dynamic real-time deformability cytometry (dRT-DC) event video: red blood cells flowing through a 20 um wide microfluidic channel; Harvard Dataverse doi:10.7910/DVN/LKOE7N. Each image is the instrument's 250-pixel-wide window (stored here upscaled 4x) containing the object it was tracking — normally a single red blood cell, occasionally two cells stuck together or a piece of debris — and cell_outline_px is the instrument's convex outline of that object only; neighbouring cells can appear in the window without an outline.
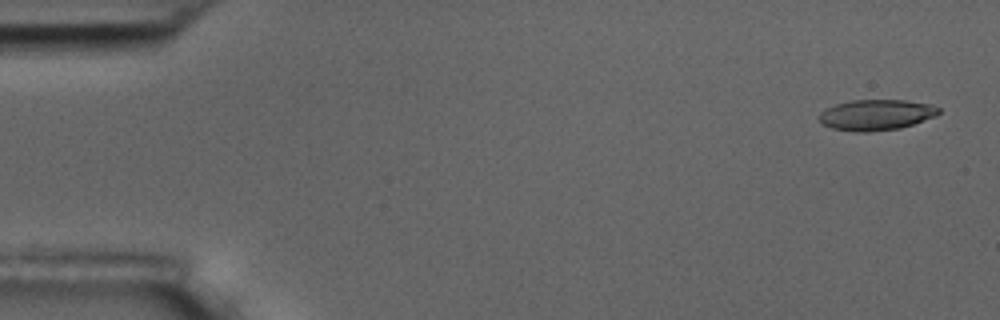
{"species": "common noctule bat (a hibernating species)", "species_latin": "Nyctalus noctula", "temperature_condition": "room temperature", "stored_images_in_passage": 5, "camera_frame_rate_fps": 3000, "um_per_image_px": 0.085, "animal": {"sex": "male", "body_mass_g": 17.5, "forearm_length_mm": 52.3}, "frame": {"image": 1, "passage_image": 1, "time_ms": 0.0, "image_size_px": [1000, 320], "cell_outline_px": [[940, 112], [936, 116], [900, 128], [868, 132], [856, 132], [832, 128], [820, 124], [820, 112], [824, 108], [836, 104], [852, 100], [904, 100], [932, 104], [940, 108]], "centroid_in_image_um": [74.46, 9.76], "position_along_channel_um": 10.5, "area_um2": 21.5}}
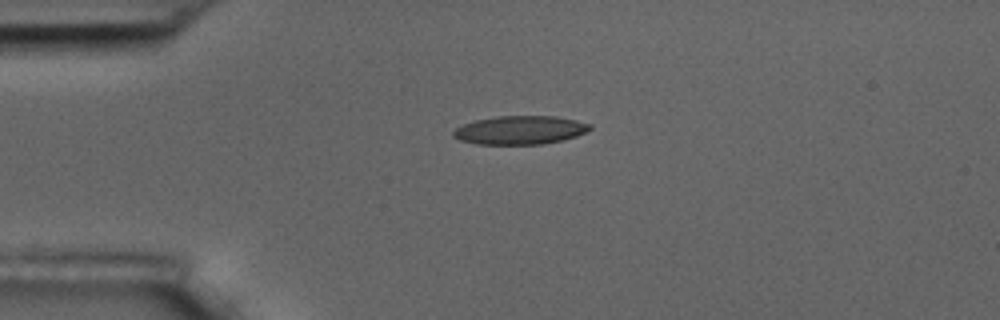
{"frame": {"image": 2, "passage_image": 4, "time_ms": 3.667, "image_size_px": [1000, 320], "cell_outline_px": [[592, 128], [576, 136], [564, 140], [540, 144], [476, 144], [460, 140], [452, 136], [452, 132], [456, 128], [464, 124], [476, 120], [496, 116], [556, 116], [576, 120], [592, 124]], "centroid_in_image_um": [44.21, 11.05], "position_along_channel_um": 40.8, "area_um2": 22.72}}